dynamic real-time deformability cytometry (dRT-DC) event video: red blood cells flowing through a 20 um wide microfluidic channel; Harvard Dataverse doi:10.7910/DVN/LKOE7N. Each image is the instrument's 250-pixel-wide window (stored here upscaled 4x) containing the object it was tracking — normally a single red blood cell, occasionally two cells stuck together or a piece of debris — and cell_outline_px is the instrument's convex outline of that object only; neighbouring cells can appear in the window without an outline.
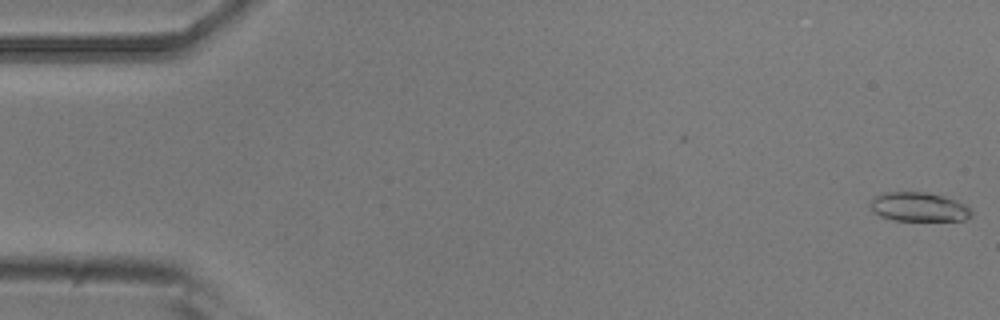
{"species": "common noctule bat (a hibernating species)", "species_latin": "Nyctalus noctula", "temperature_condition": "room temperature", "stored_images_in_passage": 6, "camera_frame_rate_fps": 3000, "um_per_image_px": 0.085, "animal": {"sex": "male", "body_mass_g": 20.5, "forearm_length_mm": 52.5}, "frame": {"image": 1, "passage_image": 1, "time_ms": 0.0, "image_size_px": [1000, 320], "cell_outline_px": [[972, 216], [964, 220], [892, 220], [880, 216], [872, 212], [868, 204], [872, 196], [884, 192], [928, 192], [944, 196], [956, 200], [964, 204], [972, 212]], "centroid_in_image_um": [78.03, 17.58], "position_along_channel_um": 7.0, "area_um2": 17.4}}
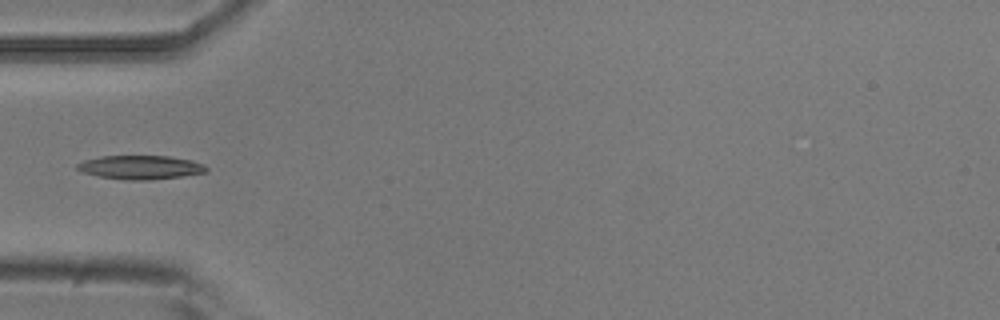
{"frame": {"image": 2, "passage_image": 5, "time_ms": 1.333, "image_size_px": [1000, 320], "cell_outline_px": [[208, 172], [180, 176], [148, 180], [124, 180], [100, 176], [84, 172], [76, 168], [76, 164], [84, 160], [100, 156], [168, 156], [192, 160], [204, 164], [208, 168]], "centroid_in_image_um": [11.96, 14.21], "position_along_channel_um": 73.0, "area_um2": 17.86}}
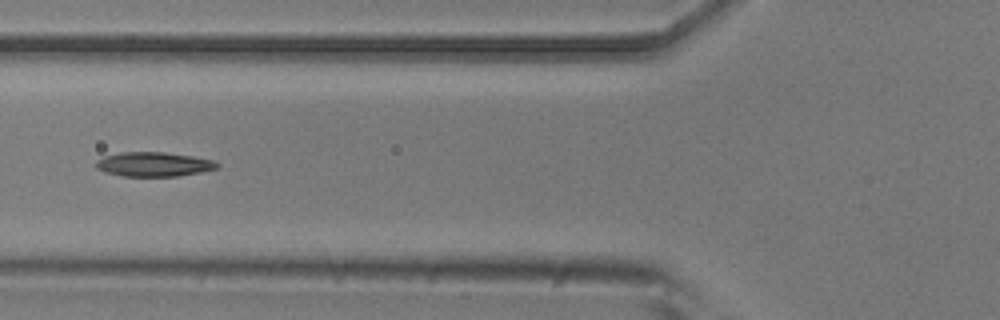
{"frame": {"image": 3, "passage_image": 6, "time_ms": 1.667, "image_size_px": [1000, 320], "cell_outline_px": [[220, 164], [216, 168], [200, 172], [180, 176], [120, 176], [104, 172], [96, 168], [96, 160], [104, 156], [124, 152], [164, 152], [192, 156], [212, 160]], "centroid_in_image_um": [13.03, 13.97], "position_along_channel_um": 112.8, "area_um2": 17.17}}